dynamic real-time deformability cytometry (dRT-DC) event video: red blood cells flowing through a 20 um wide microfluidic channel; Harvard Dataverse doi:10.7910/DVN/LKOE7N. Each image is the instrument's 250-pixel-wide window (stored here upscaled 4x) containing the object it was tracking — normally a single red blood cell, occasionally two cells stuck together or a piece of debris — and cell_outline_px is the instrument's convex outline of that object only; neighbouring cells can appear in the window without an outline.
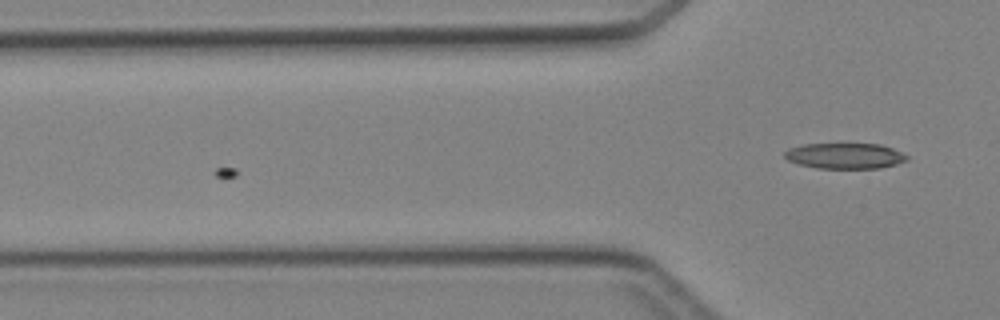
{"species": "Egyptian fruit bat (a non-hibernating species)", "species_latin": "Rousettus aegyptiacus", "temperature_condition": "cold", "stored_images_in_passage": 18, "camera_frame_rate_fps": 3000, "um_per_image_px": 0.085, "animal": {"sex": "female"}, "frame": {"image": 1, "passage_image": 18, "time_ms": 5.667, "image_size_px": [1000, 320], "cell_outline_px": [[908, 160], [896, 164], [880, 168], [816, 168], [800, 164], [788, 160], [784, 156], [784, 152], [788, 148], [804, 144], [880, 144], [892, 148], [908, 156]], "centroid_in_image_um": [71.81, 13.24], "position_along_channel_um": 54.0, "area_um2": 18.21}}